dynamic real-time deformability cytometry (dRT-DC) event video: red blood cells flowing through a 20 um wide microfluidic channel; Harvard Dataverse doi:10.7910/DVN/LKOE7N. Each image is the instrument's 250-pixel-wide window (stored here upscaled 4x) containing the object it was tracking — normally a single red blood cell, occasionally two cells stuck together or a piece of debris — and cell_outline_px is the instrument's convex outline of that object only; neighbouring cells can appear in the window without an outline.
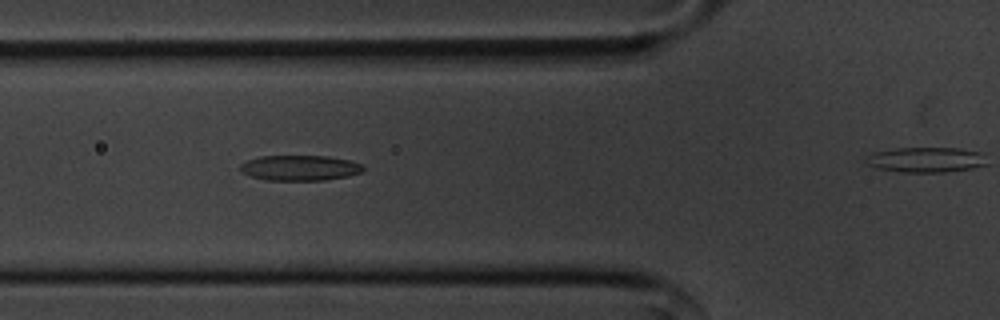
{"species": "common noctule bat (a hibernating species)", "species_latin": "Nyctalus noctula", "temperature_condition": "cold", "stored_images_in_passage": 37, "camera_frame_rate_fps": 3000, "um_per_image_px": 0.085, "animal": {"sex": "male", "body_mass_g": 20.1, "forearm_length_mm": 53.5}, "frame": {"image": 1, "passage_image": 12, "time_ms": 3.667, "image_size_px": [1000, 320], "cell_outline_px": [[364, 172], [348, 176], [324, 180], [268, 180], [252, 176], [240, 172], [240, 164], [248, 160], [260, 156], [328, 156], [348, 160], [364, 164]], "centroid_in_image_um": [25.52, 14.27], "position_along_channel_um": 100.3, "area_um2": 18.21}}
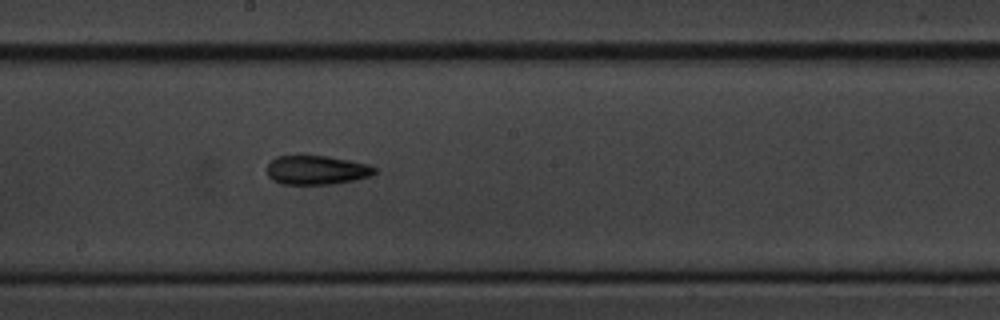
{"frame": {"image": 2, "passage_image": 22, "time_ms": 7.0, "image_size_px": [1000, 320], "cell_outline_px": [[376, 172], [368, 176], [352, 180], [332, 184], [280, 184], [272, 180], [268, 176], [268, 164], [276, 156], [328, 156], [368, 164], [376, 168]], "centroid_in_image_um": [26.88, 14.46], "position_along_channel_um": 221.3, "area_um2": 18.03}}
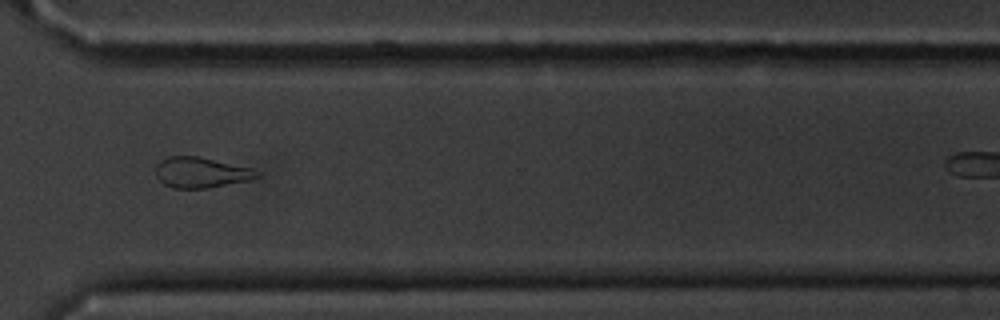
{"frame": {"image": 3, "passage_image": 33, "time_ms": 10.667, "image_size_px": [1000, 320], "cell_outline_px": [[260, 176], [252, 180], [208, 188], [172, 188], [164, 184], [156, 176], [156, 164], [160, 160], [168, 156], [196, 156], [252, 168], [260, 172]], "centroid_in_image_um": [17.1, 14.67], "position_along_channel_um": 353.5, "area_um2": 18.09}}